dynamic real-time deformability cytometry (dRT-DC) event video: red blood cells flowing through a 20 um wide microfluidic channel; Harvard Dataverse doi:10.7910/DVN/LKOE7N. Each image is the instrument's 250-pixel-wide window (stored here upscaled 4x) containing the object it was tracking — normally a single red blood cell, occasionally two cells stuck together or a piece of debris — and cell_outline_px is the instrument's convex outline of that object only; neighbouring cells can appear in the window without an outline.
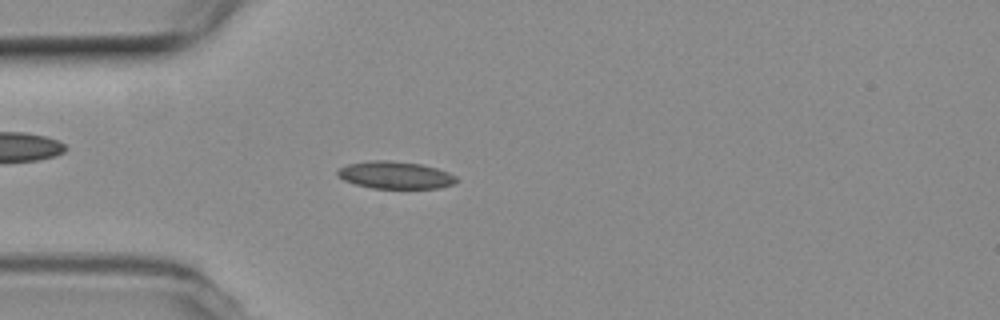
{"species": "common noctule bat (a hibernating species)", "species_latin": "Nyctalus noctula", "temperature_condition": "room temperature", "stored_images_in_passage": 45, "camera_frame_rate_fps": 3000, "um_per_image_px": 0.085, "animal": {"sex": "female", "body_mass_g": 19.3, "forearm_length_mm": 54.1}, "frame": {"image": 1, "passage_image": 14, "time_ms": 4.333, "image_size_px": [1000, 320], "cell_outline_px": [[460, 180], [452, 184], [440, 188], [372, 188], [356, 184], [344, 180], [336, 176], [336, 172], [340, 168], [348, 164], [372, 160], [388, 160], [420, 164], [436, 168], [448, 172], [456, 176]], "centroid_in_image_um": [33.6, 14.88], "position_along_channel_um": 51.4, "area_um2": 18.9}}
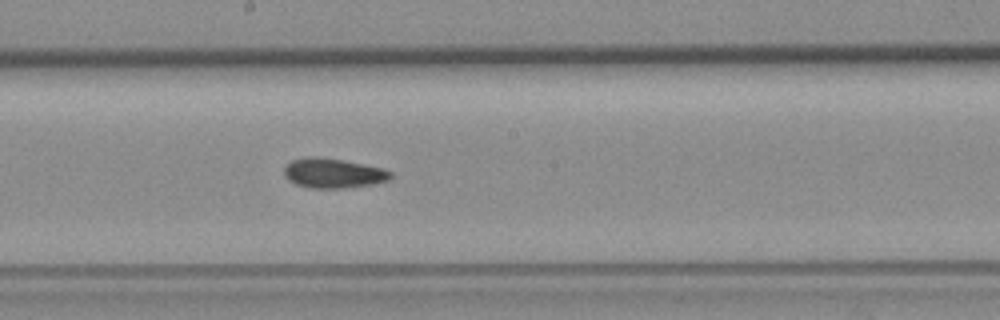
{"frame": {"image": 2, "passage_image": 28, "time_ms": 9.0, "image_size_px": [1000, 320], "cell_outline_px": [[392, 176], [388, 180], [372, 184], [344, 188], [312, 188], [296, 184], [288, 180], [284, 176], [284, 168], [292, 160], [304, 156], [316, 156], [364, 164], [384, 168], [392, 172]], "centroid_in_image_um": [28.31, 14.71], "position_along_channel_um": 219.9, "area_um2": 18.44}}
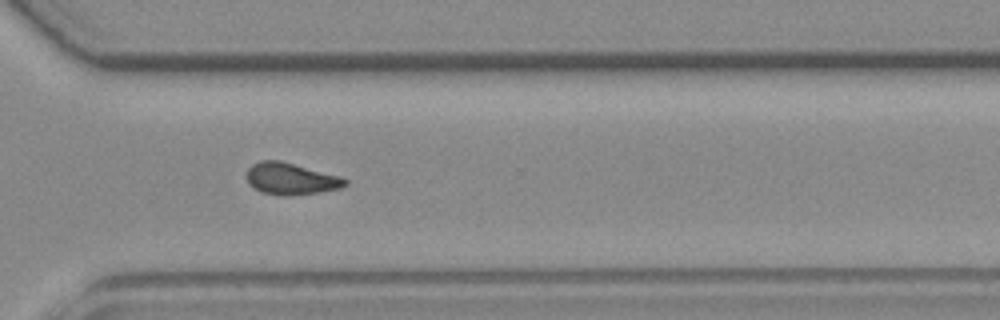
{"frame": {"image": 3, "passage_image": 38, "time_ms": 12.333, "image_size_px": [1000, 320], "cell_outline_px": [[348, 184], [340, 188], [320, 192], [292, 196], [284, 196], [260, 192], [248, 184], [244, 176], [248, 168], [252, 164], [260, 160], [280, 160], [340, 176], [348, 180]], "centroid_in_image_um": [24.68, 15.2], "position_along_channel_um": 345.9, "area_um2": 18.55}, "authors_computed_cell_mechanics": {"area_um2": 18.207, "velocity_mm_per_s": 3.7903, "shape_relaxation_time_tau1_ms": null, "shape_relaxation_time_tau2_ms": 1.7868, "deformation_change_tau1": null, "deformation_change_tau2": 0.0652}}